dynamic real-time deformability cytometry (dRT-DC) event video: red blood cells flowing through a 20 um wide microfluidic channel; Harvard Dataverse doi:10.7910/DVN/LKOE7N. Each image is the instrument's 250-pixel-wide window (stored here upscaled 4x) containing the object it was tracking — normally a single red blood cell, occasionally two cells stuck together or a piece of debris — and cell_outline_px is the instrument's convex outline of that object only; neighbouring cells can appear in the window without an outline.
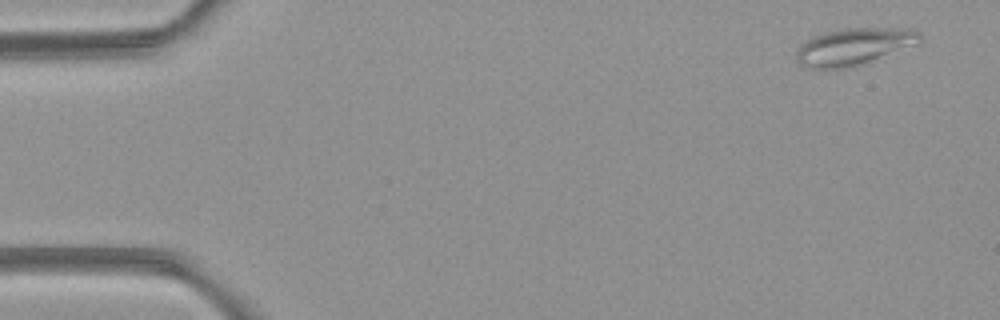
{"species": "common noctule bat (a hibernating species)", "species_latin": "Nyctalus noctula", "temperature_condition": "room temperature", "stored_images_in_passage": 5, "camera_frame_rate_fps": 3000, "um_per_image_px": 0.085, "animal": {"sex": "female", "body_mass_g": 21.9}, "frame": {"image": 1, "passage_image": 1, "time_ms": 0.0, "image_size_px": [1000, 320], "cell_outline_px": [[920, 40], [868, 60], [844, 68], [808, 68], [800, 64], [796, 60], [796, 52], [808, 40], [816, 36], [828, 32], [848, 28], [916, 28], [920, 32]], "centroid_in_image_um": [72.51, 3.93], "position_along_channel_um": 12.5, "area_um2": 25.09}}